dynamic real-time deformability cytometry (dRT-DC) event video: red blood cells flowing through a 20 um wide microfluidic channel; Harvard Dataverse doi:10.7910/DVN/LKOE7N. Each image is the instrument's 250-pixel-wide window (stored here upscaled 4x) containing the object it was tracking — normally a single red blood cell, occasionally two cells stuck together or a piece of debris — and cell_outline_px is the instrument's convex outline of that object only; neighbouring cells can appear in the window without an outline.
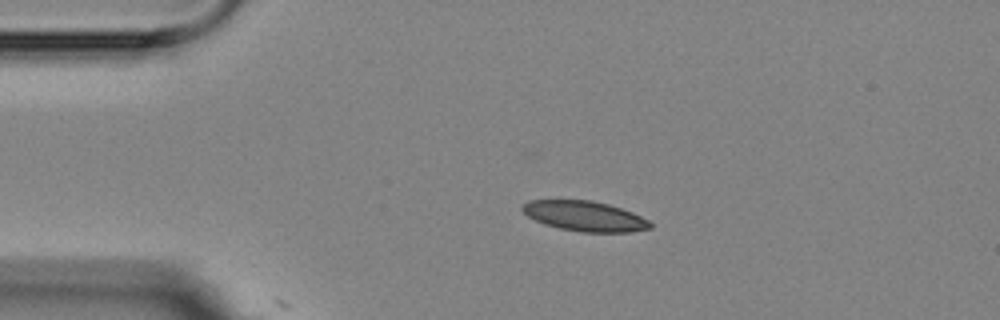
{"species": "Egyptian fruit bat (a non-hibernating species)", "species_latin": "Rousettus aegyptiacus", "temperature_condition": "room temperature", "stored_images_in_passage": 4, "camera_frame_rate_fps": 3000, "um_per_image_px": 0.085, "animal": {"sex": "female"}, "frame": {"image": 1, "passage_image": 1, "time_ms": 0.0, "image_size_px": [1000, 320], "cell_outline_px": [[652, 228], [632, 232], [580, 232], [560, 228], [544, 224], [528, 216], [520, 208], [528, 200], [592, 200], [608, 204], [632, 212], [648, 220], [652, 224]], "centroid_in_image_um": [49.71, 18.37], "position_along_channel_um": 35.3, "area_um2": 22.37}}